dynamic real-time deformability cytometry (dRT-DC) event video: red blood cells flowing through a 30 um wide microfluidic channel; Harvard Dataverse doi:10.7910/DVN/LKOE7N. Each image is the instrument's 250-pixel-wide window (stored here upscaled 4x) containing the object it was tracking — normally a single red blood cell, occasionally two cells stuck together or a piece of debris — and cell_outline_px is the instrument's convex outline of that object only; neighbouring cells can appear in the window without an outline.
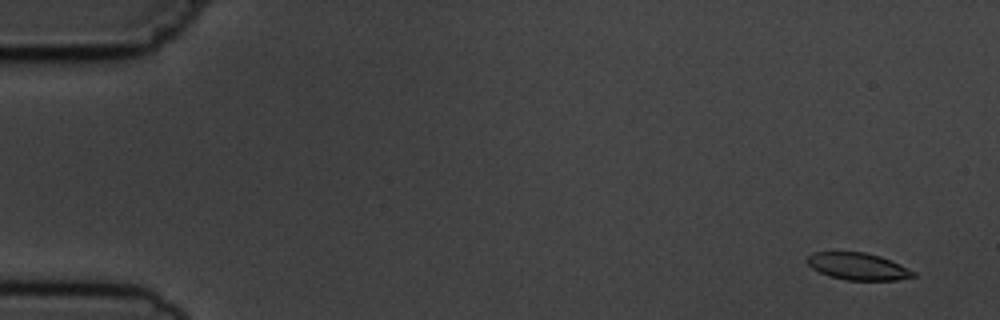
{"species": "common noctule bat (a hibernating species)", "species_latin": "Nyctalus noctula", "temperature_condition": "cold", "stored_images_in_passage": 4, "camera_frame_rate_fps": 3000, "um_per_image_px": 0.085, "animal": {"sex": "male", "body_mass_g": 19.5, "forearm_length_mm": 54.6}, "frame": {"image": 1, "passage_image": 1, "time_ms": 0.0, "image_size_px": [1000, 320], "cell_outline_px": [[916, 276], [896, 280], [844, 280], [828, 276], [812, 268], [804, 260], [812, 252], [864, 252], [880, 256], [900, 264], [916, 272]], "centroid_in_image_um": [72.9, 22.64], "position_along_channel_um": 12.1, "area_um2": 16.82}}
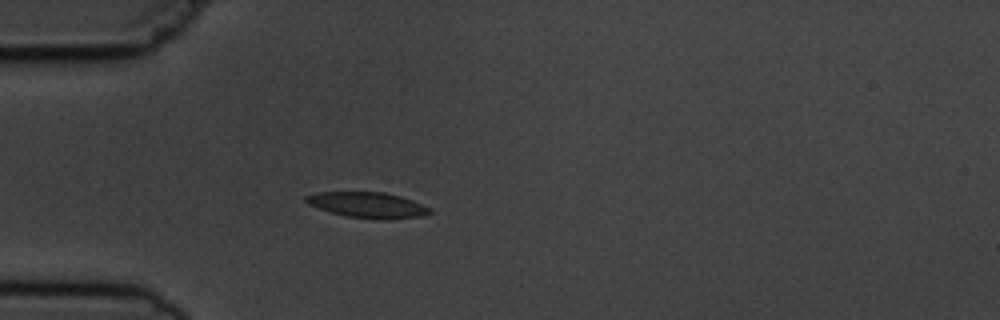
{"frame": {"image": 2, "passage_image": 4, "time_ms": 4.333, "image_size_px": [1000, 320], "cell_outline_px": [[432, 212], [420, 216], [384, 220], [376, 220], [344, 216], [308, 204], [304, 200], [304, 196], [320, 192], [384, 192], [400, 196], [412, 200], [432, 208]], "centroid_in_image_um": [31.27, 17.43], "position_along_channel_um": 53.7, "area_um2": 18.55}}